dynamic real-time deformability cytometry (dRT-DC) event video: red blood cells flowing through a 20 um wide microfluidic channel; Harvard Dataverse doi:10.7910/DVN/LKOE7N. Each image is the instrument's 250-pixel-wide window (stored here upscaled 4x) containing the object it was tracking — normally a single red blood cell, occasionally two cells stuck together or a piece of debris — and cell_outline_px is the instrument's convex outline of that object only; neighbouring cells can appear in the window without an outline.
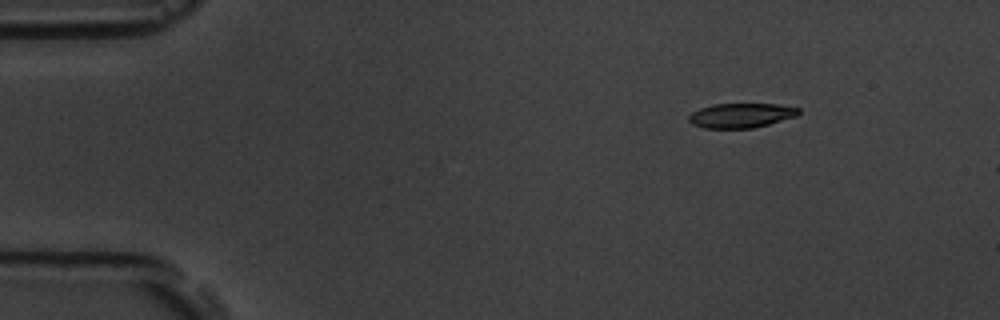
{"species": "common noctule bat (a hibernating species)", "species_latin": "Nyctalus noctula", "temperature_condition": "room temperature", "stored_images_in_passage": 10, "camera_frame_rate_fps": 3000, "um_per_image_px": 0.085, "animal": {"sex": "male", "body_mass_g": 19.5, "forearm_length_mm": 54.6}, "frame": {"image": 1, "passage_image": 1, "time_ms": 0.0, "image_size_px": [1000, 320], "cell_outline_px": [[800, 112], [796, 116], [768, 124], [752, 128], [704, 128], [692, 124], [688, 120], [688, 116], [692, 112], [700, 108], [712, 104], [776, 104], [800, 108]], "centroid_in_image_um": [62.96, 9.81], "position_along_channel_um": 22.0, "area_um2": 15.66}}